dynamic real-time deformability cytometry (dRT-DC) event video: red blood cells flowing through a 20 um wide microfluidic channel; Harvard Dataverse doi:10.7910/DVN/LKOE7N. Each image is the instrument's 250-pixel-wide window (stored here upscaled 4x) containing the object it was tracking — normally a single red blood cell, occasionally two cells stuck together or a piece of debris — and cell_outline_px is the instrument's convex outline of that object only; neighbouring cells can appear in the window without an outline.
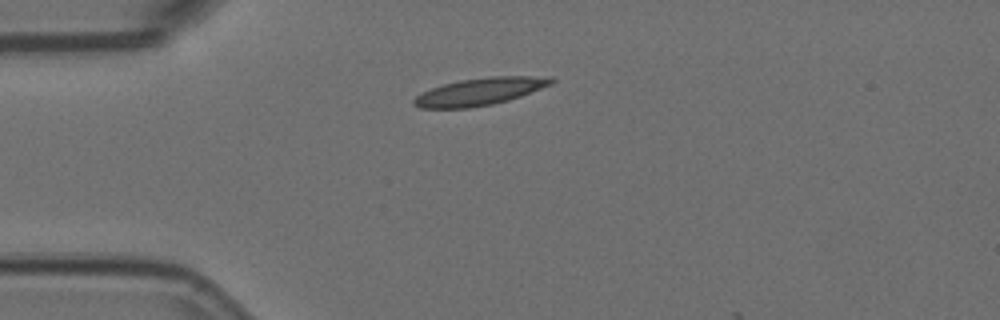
{"species": "Egyptian fruit bat (a non-hibernating species)", "species_latin": "Rousettus aegyptiacus", "temperature_condition": "room temperature", "stored_images_in_passage": 2, "camera_frame_rate_fps": 3000, "um_per_image_px": 0.085, "animal": {"sex": "female"}, "frame": {"image": 1, "passage_image": 1, "time_ms": 0.0, "image_size_px": [1000, 320], "cell_outline_px": [[556, 80], [552, 84], [520, 96], [508, 100], [492, 104], [468, 108], [420, 108], [412, 104], [412, 100], [420, 92], [444, 84], [460, 80], [492, 76], [552, 76]], "centroid_in_image_um": [40.78, 7.78], "position_along_channel_um": 44.2, "area_um2": 21.91}}